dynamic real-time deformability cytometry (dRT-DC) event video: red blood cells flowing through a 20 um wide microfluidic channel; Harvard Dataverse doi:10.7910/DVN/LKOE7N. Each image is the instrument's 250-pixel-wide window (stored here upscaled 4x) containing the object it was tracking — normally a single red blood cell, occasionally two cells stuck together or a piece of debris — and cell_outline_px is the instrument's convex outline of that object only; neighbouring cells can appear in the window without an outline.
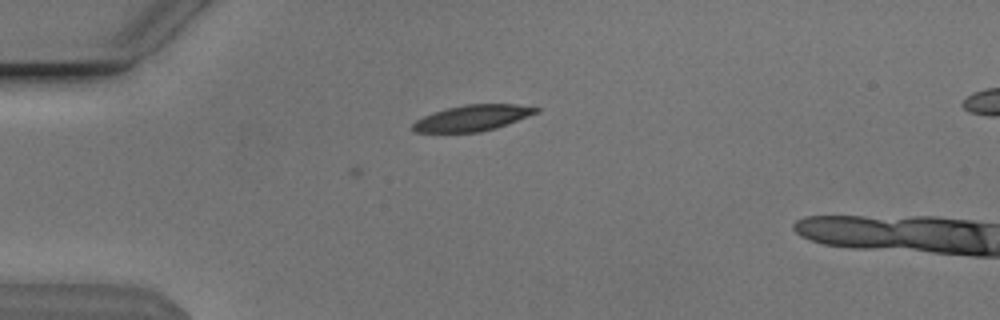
{"species": "Egyptian fruit bat (a non-hibernating species)", "species_latin": "Rousettus aegyptiacus", "temperature_condition": "cold", "stored_images_in_passage": 15, "camera_frame_rate_fps": 3000, "um_per_image_px": 0.085, "animal": {"sex": "male"}, "frame": {"image": 1, "passage_image": 1, "time_ms": 0.0, "image_size_px": [1000, 320], "cell_outline_px": [[540, 108], [536, 112], [516, 120], [480, 132], [416, 132], [412, 128], [412, 124], [416, 120], [424, 116], [448, 108], [464, 104], [516, 104]], "centroid_in_image_um": [40.11, 10.02], "position_along_channel_um": 44.9, "area_um2": 18.03}}